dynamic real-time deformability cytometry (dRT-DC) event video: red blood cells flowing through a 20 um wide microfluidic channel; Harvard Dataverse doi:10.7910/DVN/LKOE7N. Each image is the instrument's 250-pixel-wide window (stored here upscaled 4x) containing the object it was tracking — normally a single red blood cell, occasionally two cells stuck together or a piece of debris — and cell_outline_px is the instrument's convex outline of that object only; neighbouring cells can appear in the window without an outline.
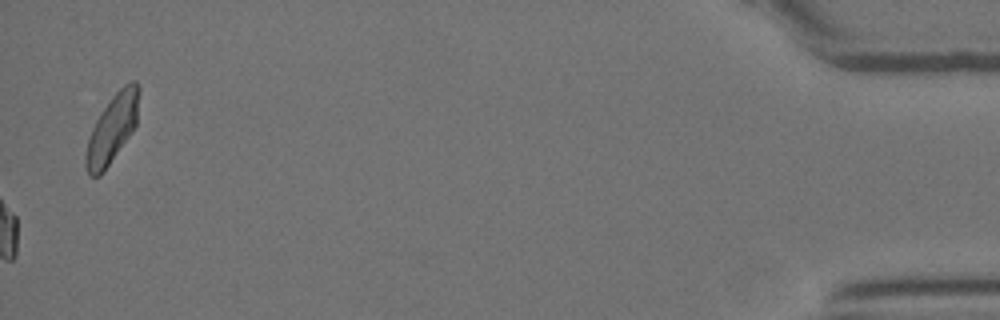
{"species": "Egyptian fruit bat (a non-hibernating species)", "species_latin": "Rousettus aegyptiacus", "temperature_condition": "room temperature", "stored_images_in_passage": 52, "camera_frame_rate_fps": 3000, "um_per_image_px": 0.085, "animal": {"sex": "female"}, "frame": {"image": 1, "passage_image": 52, "time_ms": 17.0, "image_size_px": [1000, 320], "cell_outline_px": [[140, 92], [136, 124], [132, 132], [104, 172], [100, 176], [88, 176], [84, 164], [84, 156], [88, 140], [92, 128], [96, 120], [112, 96], [124, 84], [132, 80], [136, 80], [140, 88]], "centroid_in_image_um": [9.54, 10.95], "position_along_channel_um": 425.7, "area_um2": 21.27}}